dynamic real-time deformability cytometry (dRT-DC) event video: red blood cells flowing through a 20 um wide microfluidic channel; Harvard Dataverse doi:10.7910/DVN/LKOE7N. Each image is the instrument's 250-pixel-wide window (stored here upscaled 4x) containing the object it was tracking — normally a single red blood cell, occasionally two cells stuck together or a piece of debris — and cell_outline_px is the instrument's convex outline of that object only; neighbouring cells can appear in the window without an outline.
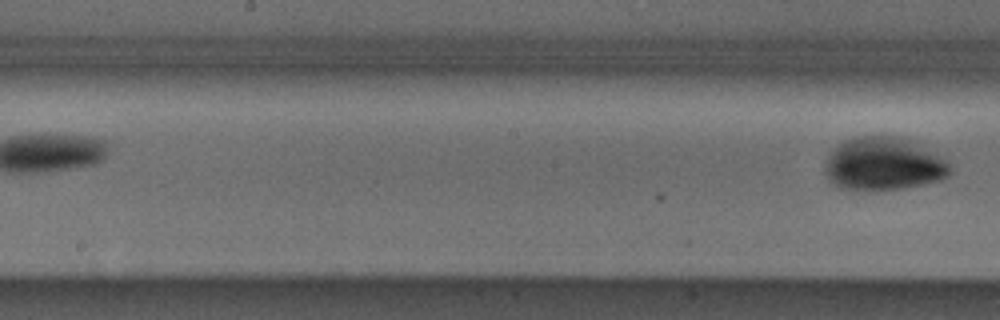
{"species": "Egyptian fruit bat (a non-hibernating species)", "species_latin": "Rousettus aegyptiacus", "temperature_condition": "cold", "stored_images_in_passage": 6, "segment_of_instrument_passage": [2, 2], "camera_frame_rate_fps": 3000, "um_per_image_px": 0.085, "animal": {"sex": "male"}, "frame": {"image": 1, "passage_image": 6, "time_ms": 7.0, "image_size_px": [1000, 320], "cell_outline_px": [[948, 176], [940, 180], [924, 184], [904, 188], [872, 192], [868, 192], [840, 188], [828, 180], [824, 172], [824, 168], [828, 156], [844, 140], [856, 136], [896, 136], [908, 140], [944, 160], [948, 164]], "centroid_in_image_um": [75.01, 13.98], "position_along_channel_um": 173.2, "area_um2": 38.44}}